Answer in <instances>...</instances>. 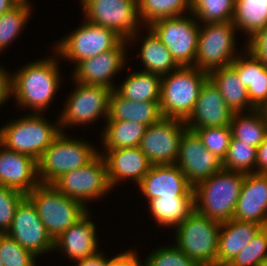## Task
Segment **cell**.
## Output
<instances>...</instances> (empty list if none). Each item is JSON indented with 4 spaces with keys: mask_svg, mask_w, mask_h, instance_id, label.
I'll return each instance as SVG.
<instances>
[{
    "mask_svg": "<svg viewBox=\"0 0 267 266\" xmlns=\"http://www.w3.org/2000/svg\"><path fill=\"white\" fill-rule=\"evenodd\" d=\"M244 179V173L222 169L196 184L194 210L219 223L233 219Z\"/></svg>",
    "mask_w": 267,
    "mask_h": 266,
    "instance_id": "cell-1",
    "label": "cell"
},
{
    "mask_svg": "<svg viewBox=\"0 0 267 266\" xmlns=\"http://www.w3.org/2000/svg\"><path fill=\"white\" fill-rule=\"evenodd\" d=\"M57 64L53 58H44L11 76V93L18 104L32 107L36 114L49 106L61 81Z\"/></svg>",
    "mask_w": 267,
    "mask_h": 266,
    "instance_id": "cell-2",
    "label": "cell"
},
{
    "mask_svg": "<svg viewBox=\"0 0 267 266\" xmlns=\"http://www.w3.org/2000/svg\"><path fill=\"white\" fill-rule=\"evenodd\" d=\"M207 79L208 73L194 66L179 67L162 76L159 105L163 117L185 121L192 113Z\"/></svg>",
    "mask_w": 267,
    "mask_h": 266,
    "instance_id": "cell-3",
    "label": "cell"
},
{
    "mask_svg": "<svg viewBox=\"0 0 267 266\" xmlns=\"http://www.w3.org/2000/svg\"><path fill=\"white\" fill-rule=\"evenodd\" d=\"M26 196L35 205L47 233L53 240L88 211L81 202L62 194L52 184H39Z\"/></svg>",
    "mask_w": 267,
    "mask_h": 266,
    "instance_id": "cell-4",
    "label": "cell"
},
{
    "mask_svg": "<svg viewBox=\"0 0 267 266\" xmlns=\"http://www.w3.org/2000/svg\"><path fill=\"white\" fill-rule=\"evenodd\" d=\"M61 132L62 129L47 122L39 113L27 114L0 128V146L38 161Z\"/></svg>",
    "mask_w": 267,
    "mask_h": 266,
    "instance_id": "cell-5",
    "label": "cell"
},
{
    "mask_svg": "<svg viewBox=\"0 0 267 266\" xmlns=\"http://www.w3.org/2000/svg\"><path fill=\"white\" fill-rule=\"evenodd\" d=\"M62 131L37 161L40 184H52L62 174L88 165L100 152L90 144L69 139ZM41 176V177H40Z\"/></svg>",
    "mask_w": 267,
    "mask_h": 266,
    "instance_id": "cell-6",
    "label": "cell"
},
{
    "mask_svg": "<svg viewBox=\"0 0 267 266\" xmlns=\"http://www.w3.org/2000/svg\"><path fill=\"white\" fill-rule=\"evenodd\" d=\"M220 227L221 223L194 210L176 227L175 245L202 266H217Z\"/></svg>",
    "mask_w": 267,
    "mask_h": 266,
    "instance_id": "cell-7",
    "label": "cell"
},
{
    "mask_svg": "<svg viewBox=\"0 0 267 266\" xmlns=\"http://www.w3.org/2000/svg\"><path fill=\"white\" fill-rule=\"evenodd\" d=\"M204 27L199 29L195 67L209 73L231 65L238 56L233 54L236 53L234 33L237 29L232 21L206 23Z\"/></svg>",
    "mask_w": 267,
    "mask_h": 266,
    "instance_id": "cell-8",
    "label": "cell"
},
{
    "mask_svg": "<svg viewBox=\"0 0 267 266\" xmlns=\"http://www.w3.org/2000/svg\"><path fill=\"white\" fill-rule=\"evenodd\" d=\"M180 66H194L200 26L192 18L177 16L162 18L149 27Z\"/></svg>",
    "mask_w": 267,
    "mask_h": 266,
    "instance_id": "cell-9",
    "label": "cell"
},
{
    "mask_svg": "<svg viewBox=\"0 0 267 266\" xmlns=\"http://www.w3.org/2000/svg\"><path fill=\"white\" fill-rule=\"evenodd\" d=\"M86 20L112 29L121 39H133L137 31L138 0H81Z\"/></svg>",
    "mask_w": 267,
    "mask_h": 266,
    "instance_id": "cell-10",
    "label": "cell"
},
{
    "mask_svg": "<svg viewBox=\"0 0 267 266\" xmlns=\"http://www.w3.org/2000/svg\"><path fill=\"white\" fill-rule=\"evenodd\" d=\"M57 43L59 56L76 62L92 58L114 49L121 39L112 29L96 25L89 21Z\"/></svg>",
    "mask_w": 267,
    "mask_h": 266,
    "instance_id": "cell-11",
    "label": "cell"
},
{
    "mask_svg": "<svg viewBox=\"0 0 267 266\" xmlns=\"http://www.w3.org/2000/svg\"><path fill=\"white\" fill-rule=\"evenodd\" d=\"M52 185L62 194L81 202L99 198L110 190L107 168L102 153L88 165L62 174Z\"/></svg>",
    "mask_w": 267,
    "mask_h": 266,
    "instance_id": "cell-12",
    "label": "cell"
},
{
    "mask_svg": "<svg viewBox=\"0 0 267 266\" xmlns=\"http://www.w3.org/2000/svg\"><path fill=\"white\" fill-rule=\"evenodd\" d=\"M186 129L184 120L162 117L146 127L139 148L152 165L175 164Z\"/></svg>",
    "mask_w": 267,
    "mask_h": 266,
    "instance_id": "cell-13",
    "label": "cell"
},
{
    "mask_svg": "<svg viewBox=\"0 0 267 266\" xmlns=\"http://www.w3.org/2000/svg\"><path fill=\"white\" fill-rule=\"evenodd\" d=\"M75 91L69 96L58 124L64 126L87 124L108 117L109 97L112 89L101 86L76 82ZM63 125V126H62Z\"/></svg>",
    "mask_w": 267,
    "mask_h": 266,
    "instance_id": "cell-14",
    "label": "cell"
},
{
    "mask_svg": "<svg viewBox=\"0 0 267 266\" xmlns=\"http://www.w3.org/2000/svg\"><path fill=\"white\" fill-rule=\"evenodd\" d=\"M175 164L193 187L223 169L222 160L206 149L198 134L190 129L183 132Z\"/></svg>",
    "mask_w": 267,
    "mask_h": 266,
    "instance_id": "cell-15",
    "label": "cell"
},
{
    "mask_svg": "<svg viewBox=\"0 0 267 266\" xmlns=\"http://www.w3.org/2000/svg\"><path fill=\"white\" fill-rule=\"evenodd\" d=\"M6 234L35 256L54 249V240L47 233L35 205L27 196L19 203Z\"/></svg>",
    "mask_w": 267,
    "mask_h": 266,
    "instance_id": "cell-16",
    "label": "cell"
},
{
    "mask_svg": "<svg viewBox=\"0 0 267 266\" xmlns=\"http://www.w3.org/2000/svg\"><path fill=\"white\" fill-rule=\"evenodd\" d=\"M234 113L225 104L219 89L208 78L198 95L195 107L185 120L187 129L229 126Z\"/></svg>",
    "mask_w": 267,
    "mask_h": 266,
    "instance_id": "cell-17",
    "label": "cell"
},
{
    "mask_svg": "<svg viewBox=\"0 0 267 266\" xmlns=\"http://www.w3.org/2000/svg\"><path fill=\"white\" fill-rule=\"evenodd\" d=\"M122 40L114 49L77 63L74 80L84 84L101 85L114 90L111 78L123 68L126 60L125 43ZM125 54V55H124Z\"/></svg>",
    "mask_w": 267,
    "mask_h": 266,
    "instance_id": "cell-18",
    "label": "cell"
},
{
    "mask_svg": "<svg viewBox=\"0 0 267 266\" xmlns=\"http://www.w3.org/2000/svg\"><path fill=\"white\" fill-rule=\"evenodd\" d=\"M138 185L148 201L155 197L194 196L193 186L176 164L152 165Z\"/></svg>",
    "mask_w": 267,
    "mask_h": 266,
    "instance_id": "cell-19",
    "label": "cell"
},
{
    "mask_svg": "<svg viewBox=\"0 0 267 266\" xmlns=\"http://www.w3.org/2000/svg\"><path fill=\"white\" fill-rule=\"evenodd\" d=\"M233 219L267 226V174H245Z\"/></svg>",
    "mask_w": 267,
    "mask_h": 266,
    "instance_id": "cell-20",
    "label": "cell"
},
{
    "mask_svg": "<svg viewBox=\"0 0 267 266\" xmlns=\"http://www.w3.org/2000/svg\"><path fill=\"white\" fill-rule=\"evenodd\" d=\"M0 150V185L15 188L27 195L37 185L38 165L32 157L3 147Z\"/></svg>",
    "mask_w": 267,
    "mask_h": 266,
    "instance_id": "cell-21",
    "label": "cell"
},
{
    "mask_svg": "<svg viewBox=\"0 0 267 266\" xmlns=\"http://www.w3.org/2000/svg\"><path fill=\"white\" fill-rule=\"evenodd\" d=\"M105 159L109 184L112 187L120 180L133 179L137 185L149 172L152 164L139 147L106 150ZM108 154V155H107Z\"/></svg>",
    "mask_w": 267,
    "mask_h": 266,
    "instance_id": "cell-22",
    "label": "cell"
},
{
    "mask_svg": "<svg viewBox=\"0 0 267 266\" xmlns=\"http://www.w3.org/2000/svg\"><path fill=\"white\" fill-rule=\"evenodd\" d=\"M95 227V224L89 220L87 212L54 240V251L56 248L57 250L61 248L70 259L76 262L95 255L98 253Z\"/></svg>",
    "mask_w": 267,
    "mask_h": 266,
    "instance_id": "cell-23",
    "label": "cell"
},
{
    "mask_svg": "<svg viewBox=\"0 0 267 266\" xmlns=\"http://www.w3.org/2000/svg\"><path fill=\"white\" fill-rule=\"evenodd\" d=\"M262 227L255 222L236 219L221 223L218 235L217 266H227Z\"/></svg>",
    "mask_w": 267,
    "mask_h": 266,
    "instance_id": "cell-24",
    "label": "cell"
},
{
    "mask_svg": "<svg viewBox=\"0 0 267 266\" xmlns=\"http://www.w3.org/2000/svg\"><path fill=\"white\" fill-rule=\"evenodd\" d=\"M247 53L249 59L236 56L231 66L247 89L250 103L256 109H262L267 104V68L254 54Z\"/></svg>",
    "mask_w": 267,
    "mask_h": 266,
    "instance_id": "cell-25",
    "label": "cell"
},
{
    "mask_svg": "<svg viewBox=\"0 0 267 266\" xmlns=\"http://www.w3.org/2000/svg\"><path fill=\"white\" fill-rule=\"evenodd\" d=\"M162 117L159 102L128 100L115 90H112L110 94L107 120L139 122L148 127Z\"/></svg>",
    "mask_w": 267,
    "mask_h": 266,
    "instance_id": "cell-26",
    "label": "cell"
},
{
    "mask_svg": "<svg viewBox=\"0 0 267 266\" xmlns=\"http://www.w3.org/2000/svg\"><path fill=\"white\" fill-rule=\"evenodd\" d=\"M208 78L219 89L225 104L233 113H242L247 106L249 112L256 110L249 101L247 89L231 65L210 71Z\"/></svg>",
    "mask_w": 267,
    "mask_h": 266,
    "instance_id": "cell-27",
    "label": "cell"
},
{
    "mask_svg": "<svg viewBox=\"0 0 267 266\" xmlns=\"http://www.w3.org/2000/svg\"><path fill=\"white\" fill-rule=\"evenodd\" d=\"M161 80V76L147 71L131 73L122 85L114 90L128 100L160 102Z\"/></svg>",
    "mask_w": 267,
    "mask_h": 266,
    "instance_id": "cell-28",
    "label": "cell"
},
{
    "mask_svg": "<svg viewBox=\"0 0 267 266\" xmlns=\"http://www.w3.org/2000/svg\"><path fill=\"white\" fill-rule=\"evenodd\" d=\"M148 203L157 223L167 227L178 226L194 211V196L155 197Z\"/></svg>",
    "mask_w": 267,
    "mask_h": 266,
    "instance_id": "cell-29",
    "label": "cell"
},
{
    "mask_svg": "<svg viewBox=\"0 0 267 266\" xmlns=\"http://www.w3.org/2000/svg\"><path fill=\"white\" fill-rule=\"evenodd\" d=\"M248 113L250 114L246 116L243 113H234L229 125L231 136L258 148L267 138V120L261 109Z\"/></svg>",
    "mask_w": 267,
    "mask_h": 266,
    "instance_id": "cell-30",
    "label": "cell"
},
{
    "mask_svg": "<svg viewBox=\"0 0 267 266\" xmlns=\"http://www.w3.org/2000/svg\"><path fill=\"white\" fill-rule=\"evenodd\" d=\"M105 128L103 146L105 150H114L139 147L146 126L139 122L107 120Z\"/></svg>",
    "mask_w": 267,
    "mask_h": 266,
    "instance_id": "cell-31",
    "label": "cell"
},
{
    "mask_svg": "<svg viewBox=\"0 0 267 266\" xmlns=\"http://www.w3.org/2000/svg\"><path fill=\"white\" fill-rule=\"evenodd\" d=\"M148 37H145L141 51V60L145 66L147 72L156 74L159 76L167 75L170 71L177 70L180 66L173 59L171 53L155 35V33L149 29ZM172 69V70H171Z\"/></svg>",
    "mask_w": 267,
    "mask_h": 266,
    "instance_id": "cell-32",
    "label": "cell"
},
{
    "mask_svg": "<svg viewBox=\"0 0 267 266\" xmlns=\"http://www.w3.org/2000/svg\"><path fill=\"white\" fill-rule=\"evenodd\" d=\"M232 23L252 37L267 25V0H235Z\"/></svg>",
    "mask_w": 267,
    "mask_h": 266,
    "instance_id": "cell-33",
    "label": "cell"
},
{
    "mask_svg": "<svg viewBox=\"0 0 267 266\" xmlns=\"http://www.w3.org/2000/svg\"><path fill=\"white\" fill-rule=\"evenodd\" d=\"M185 10H191V0H138L139 17L148 26L158 19L181 16Z\"/></svg>",
    "mask_w": 267,
    "mask_h": 266,
    "instance_id": "cell-34",
    "label": "cell"
},
{
    "mask_svg": "<svg viewBox=\"0 0 267 266\" xmlns=\"http://www.w3.org/2000/svg\"><path fill=\"white\" fill-rule=\"evenodd\" d=\"M257 148L231 137L229 148L222 161L223 169L244 174L254 173ZM252 169V170H251Z\"/></svg>",
    "mask_w": 267,
    "mask_h": 266,
    "instance_id": "cell-35",
    "label": "cell"
},
{
    "mask_svg": "<svg viewBox=\"0 0 267 266\" xmlns=\"http://www.w3.org/2000/svg\"><path fill=\"white\" fill-rule=\"evenodd\" d=\"M235 0H191L193 18L206 23L229 22L234 15Z\"/></svg>",
    "mask_w": 267,
    "mask_h": 266,
    "instance_id": "cell-36",
    "label": "cell"
},
{
    "mask_svg": "<svg viewBox=\"0 0 267 266\" xmlns=\"http://www.w3.org/2000/svg\"><path fill=\"white\" fill-rule=\"evenodd\" d=\"M227 266H267V226L262 227Z\"/></svg>",
    "mask_w": 267,
    "mask_h": 266,
    "instance_id": "cell-37",
    "label": "cell"
},
{
    "mask_svg": "<svg viewBox=\"0 0 267 266\" xmlns=\"http://www.w3.org/2000/svg\"><path fill=\"white\" fill-rule=\"evenodd\" d=\"M30 6L17 4L0 15V52L18 36L30 16Z\"/></svg>",
    "mask_w": 267,
    "mask_h": 266,
    "instance_id": "cell-38",
    "label": "cell"
},
{
    "mask_svg": "<svg viewBox=\"0 0 267 266\" xmlns=\"http://www.w3.org/2000/svg\"><path fill=\"white\" fill-rule=\"evenodd\" d=\"M195 132L205 148L223 161L232 137L230 126L201 128L196 129Z\"/></svg>",
    "mask_w": 267,
    "mask_h": 266,
    "instance_id": "cell-39",
    "label": "cell"
},
{
    "mask_svg": "<svg viewBox=\"0 0 267 266\" xmlns=\"http://www.w3.org/2000/svg\"><path fill=\"white\" fill-rule=\"evenodd\" d=\"M35 257L6 233L0 234V259L4 266H35Z\"/></svg>",
    "mask_w": 267,
    "mask_h": 266,
    "instance_id": "cell-40",
    "label": "cell"
},
{
    "mask_svg": "<svg viewBox=\"0 0 267 266\" xmlns=\"http://www.w3.org/2000/svg\"><path fill=\"white\" fill-rule=\"evenodd\" d=\"M146 259L144 266H202L198 261L189 258L176 245L156 249Z\"/></svg>",
    "mask_w": 267,
    "mask_h": 266,
    "instance_id": "cell-41",
    "label": "cell"
},
{
    "mask_svg": "<svg viewBox=\"0 0 267 266\" xmlns=\"http://www.w3.org/2000/svg\"><path fill=\"white\" fill-rule=\"evenodd\" d=\"M26 195L15 188L0 185V234L11 227L16 209Z\"/></svg>",
    "mask_w": 267,
    "mask_h": 266,
    "instance_id": "cell-42",
    "label": "cell"
},
{
    "mask_svg": "<svg viewBox=\"0 0 267 266\" xmlns=\"http://www.w3.org/2000/svg\"><path fill=\"white\" fill-rule=\"evenodd\" d=\"M248 40V51L254 54L267 68V25Z\"/></svg>",
    "mask_w": 267,
    "mask_h": 266,
    "instance_id": "cell-43",
    "label": "cell"
},
{
    "mask_svg": "<svg viewBox=\"0 0 267 266\" xmlns=\"http://www.w3.org/2000/svg\"><path fill=\"white\" fill-rule=\"evenodd\" d=\"M134 251L128 250L109 260L108 266H144Z\"/></svg>",
    "mask_w": 267,
    "mask_h": 266,
    "instance_id": "cell-44",
    "label": "cell"
},
{
    "mask_svg": "<svg viewBox=\"0 0 267 266\" xmlns=\"http://www.w3.org/2000/svg\"><path fill=\"white\" fill-rule=\"evenodd\" d=\"M256 168L254 173L267 174V138L257 148Z\"/></svg>",
    "mask_w": 267,
    "mask_h": 266,
    "instance_id": "cell-45",
    "label": "cell"
},
{
    "mask_svg": "<svg viewBox=\"0 0 267 266\" xmlns=\"http://www.w3.org/2000/svg\"><path fill=\"white\" fill-rule=\"evenodd\" d=\"M11 96V77L0 68V106Z\"/></svg>",
    "mask_w": 267,
    "mask_h": 266,
    "instance_id": "cell-46",
    "label": "cell"
},
{
    "mask_svg": "<svg viewBox=\"0 0 267 266\" xmlns=\"http://www.w3.org/2000/svg\"><path fill=\"white\" fill-rule=\"evenodd\" d=\"M110 259H106L101 252L77 261L76 266H108Z\"/></svg>",
    "mask_w": 267,
    "mask_h": 266,
    "instance_id": "cell-47",
    "label": "cell"
},
{
    "mask_svg": "<svg viewBox=\"0 0 267 266\" xmlns=\"http://www.w3.org/2000/svg\"><path fill=\"white\" fill-rule=\"evenodd\" d=\"M17 3L14 0H0V15L11 10Z\"/></svg>",
    "mask_w": 267,
    "mask_h": 266,
    "instance_id": "cell-48",
    "label": "cell"
},
{
    "mask_svg": "<svg viewBox=\"0 0 267 266\" xmlns=\"http://www.w3.org/2000/svg\"><path fill=\"white\" fill-rule=\"evenodd\" d=\"M17 4L29 5L28 0H14Z\"/></svg>",
    "mask_w": 267,
    "mask_h": 266,
    "instance_id": "cell-49",
    "label": "cell"
},
{
    "mask_svg": "<svg viewBox=\"0 0 267 266\" xmlns=\"http://www.w3.org/2000/svg\"><path fill=\"white\" fill-rule=\"evenodd\" d=\"M266 117L267 120V104L261 109Z\"/></svg>",
    "mask_w": 267,
    "mask_h": 266,
    "instance_id": "cell-50",
    "label": "cell"
},
{
    "mask_svg": "<svg viewBox=\"0 0 267 266\" xmlns=\"http://www.w3.org/2000/svg\"><path fill=\"white\" fill-rule=\"evenodd\" d=\"M0 266H4L3 261L0 259Z\"/></svg>",
    "mask_w": 267,
    "mask_h": 266,
    "instance_id": "cell-51",
    "label": "cell"
}]
</instances>
